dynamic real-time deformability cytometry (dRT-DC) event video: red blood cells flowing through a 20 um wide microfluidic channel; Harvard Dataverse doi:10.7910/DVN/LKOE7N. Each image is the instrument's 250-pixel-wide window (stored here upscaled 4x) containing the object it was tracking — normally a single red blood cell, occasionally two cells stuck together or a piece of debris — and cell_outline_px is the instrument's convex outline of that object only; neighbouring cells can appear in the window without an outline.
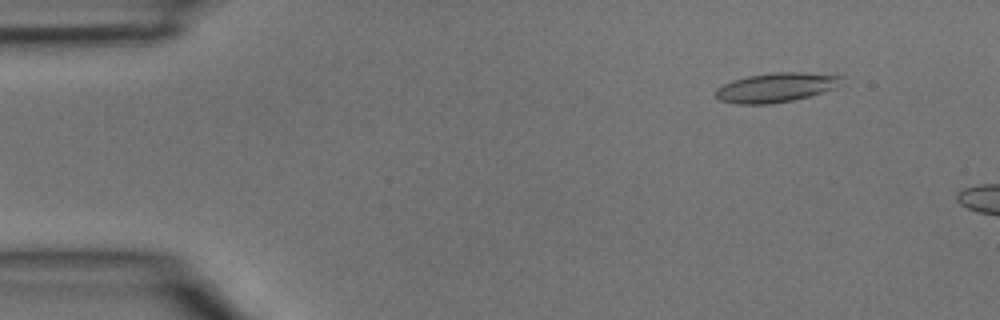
{"species": "common noctule bat (a hibernating species)", "species_latin": "Nyctalus noctula", "temperature_condition": "room temperature", "stored_images_in_passage": 2, "camera_frame_rate_fps": 3000, "um_per_image_px": 0.085, "animal": {"sex": "male", "body_mass_g": 15.6}, "frame": {"image": 1, "passage_image": 1, "time_ms": 0.0, "image_size_px": [1000, 320], "cell_outline_px": [[844, 84], [836, 88], [808, 96], [792, 100], [772, 104], [736, 104], [720, 100], [716, 96], [716, 88], [732, 80], [748, 76], [772, 72], [800, 72], [844, 76]], "centroid_in_image_um": [66.0, 7.43], "position_along_channel_um": 19.0, "area_um2": 21.68}}